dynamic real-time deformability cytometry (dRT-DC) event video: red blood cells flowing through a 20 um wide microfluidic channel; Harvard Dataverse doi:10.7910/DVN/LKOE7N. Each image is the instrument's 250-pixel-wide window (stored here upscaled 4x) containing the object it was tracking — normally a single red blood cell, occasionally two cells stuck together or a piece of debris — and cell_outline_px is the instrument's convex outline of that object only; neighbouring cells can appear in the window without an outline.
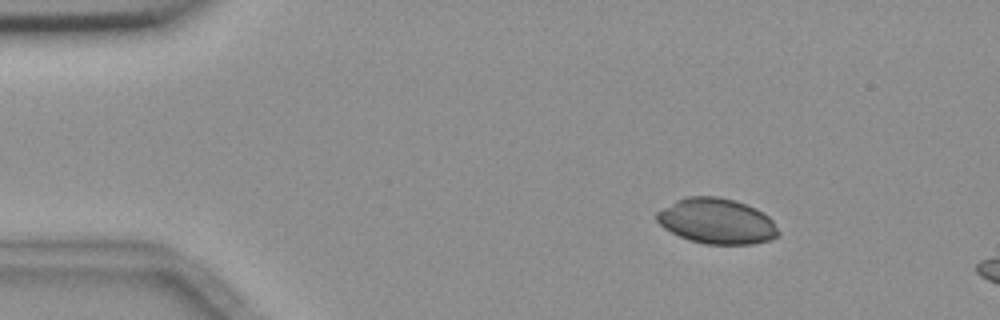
{"species": "common noctule bat (a hibernating species)", "species_latin": "Nyctalus noctula", "temperature_condition": "room temperature", "stored_images_in_passage": 3, "camera_frame_rate_fps": 3000, "um_per_image_px": 0.085, "animal": {"sex": "female", "body_mass_g": 18.4}, "frame": {"image": 1, "passage_image": 1, "time_ms": 0.0, "image_size_px": [1000, 320], "cell_outline_px": [[780, 236], [768, 240], [752, 244], [704, 244], [688, 240], [664, 228], [656, 220], [656, 212], [676, 200], [688, 196], [716, 196], [732, 200], [756, 208], [768, 216], [772, 220], [780, 232]], "centroid_in_image_um": [60.92, 18.8], "position_along_channel_um": 24.1, "area_um2": 32.14}}